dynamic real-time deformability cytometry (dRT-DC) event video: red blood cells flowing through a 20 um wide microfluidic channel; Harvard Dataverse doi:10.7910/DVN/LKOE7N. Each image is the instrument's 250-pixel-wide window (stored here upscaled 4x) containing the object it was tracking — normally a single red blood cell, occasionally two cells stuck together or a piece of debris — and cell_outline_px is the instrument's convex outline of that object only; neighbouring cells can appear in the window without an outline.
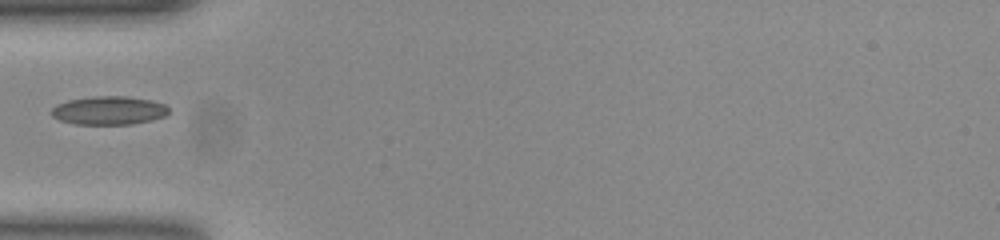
{"species": "common noctule bat (a hibernating species)", "species_latin": "Nyctalus noctula", "temperature_condition": "room temperature", "stored_images_in_passage": 29, "camera_frame_rate_fps": 3000, "um_per_image_px": 0.085, "animal": {"sex": "female", "body_mass_g": 23.0, "forearm_length_mm": 53.4}, "frame": {"image": 1, "passage_image": 1, "time_ms": 0.0, "image_size_px": [1000, 240], "cell_outline_px": [[168, 112], [164, 116], [152, 120], [132, 124], [76, 124], [60, 120], [52, 116], [52, 108], [56, 104], [68, 100], [92, 96], [124, 96], [152, 100], [164, 104], [168, 108]], "centroid_in_image_um": [9.25, 9.38], "position_along_channel_um": 75.8, "area_um2": 19.42}}
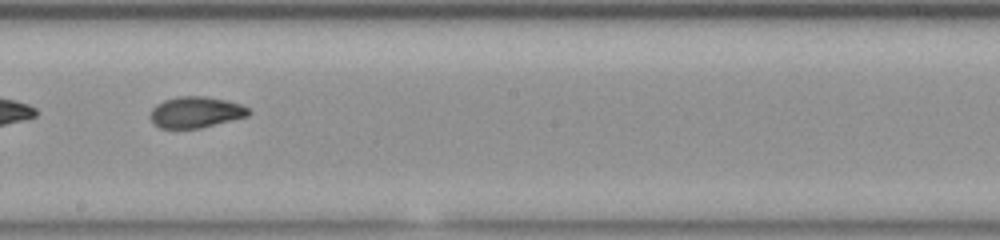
{"frame": {"image": 2, "passage_image": 13, "time_ms": 4.0, "image_size_px": [1000, 240], "cell_outline_px": [[252, 112], [248, 116], [200, 128], [160, 128], [152, 124], [148, 116], [152, 108], [156, 104], [164, 100], [176, 96], [204, 96], [228, 100], [240, 104], [248, 108]], "centroid_in_image_um": [16.6, 9.53], "position_along_channel_um": 231.6, "area_um2": 18.09}}